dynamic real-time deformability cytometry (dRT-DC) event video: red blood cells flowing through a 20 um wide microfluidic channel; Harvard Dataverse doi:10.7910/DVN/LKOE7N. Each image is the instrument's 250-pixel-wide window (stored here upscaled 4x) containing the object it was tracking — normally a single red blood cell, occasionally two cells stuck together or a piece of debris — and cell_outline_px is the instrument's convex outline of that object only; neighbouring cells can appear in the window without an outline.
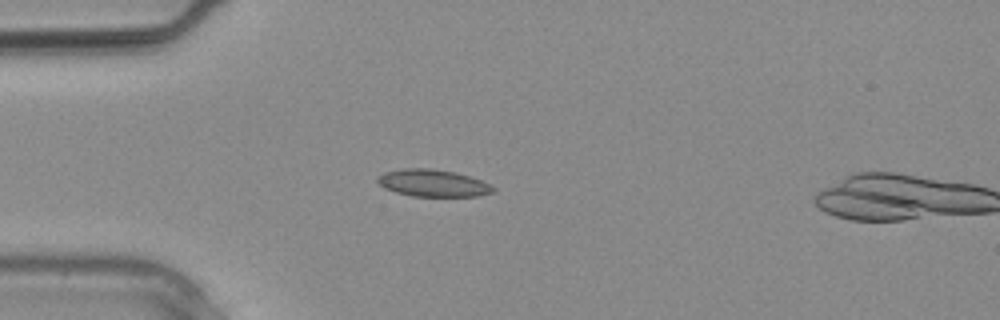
{"species": "common noctule bat (a hibernating species)", "species_latin": "Nyctalus noctula", "temperature_condition": "warm", "stored_images_in_passage": 7, "camera_frame_rate_fps": 3000, "um_per_image_px": 0.085, "animal": {"sex": "male", "body_mass_g": 20.4}, "frame": {"image": 1, "passage_image": 6, "time_ms": 1.667, "image_size_px": [1000, 320], "cell_outline_px": [[496, 192], [476, 196], [412, 196], [396, 192], [384, 188], [376, 180], [376, 176], [384, 172], [400, 168], [432, 168], [456, 172], [480, 180], [496, 188]], "centroid_in_image_um": [36.77, 15.55], "position_along_channel_um": 48.2, "area_um2": 18.38}}